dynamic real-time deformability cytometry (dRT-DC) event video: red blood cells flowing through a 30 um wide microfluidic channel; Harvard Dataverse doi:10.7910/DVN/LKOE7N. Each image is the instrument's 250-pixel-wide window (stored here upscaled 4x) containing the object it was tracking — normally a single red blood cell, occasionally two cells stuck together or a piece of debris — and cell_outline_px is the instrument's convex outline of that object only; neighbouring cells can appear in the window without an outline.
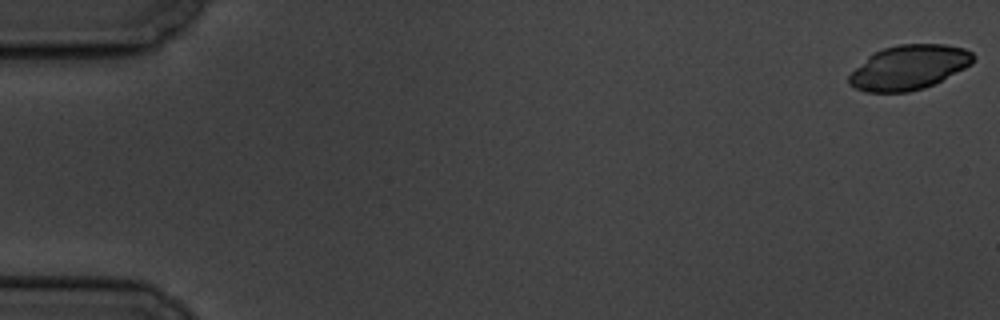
{"species": "common noctule bat (a hibernating species)", "species_latin": "Nyctalus noctula", "temperature_condition": "cold", "stored_images_in_passage": 5, "camera_frame_rate_fps": 3000, "um_per_image_px": 0.085, "animal": {"sex": "male", "body_mass_g": 19.5, "forearm_length_mm": 54.6}, "frame": {"image": 1, "passage_image": 1, "time_ms": 0.0, "image_size_px": [1000, 320], "cell_outline_px": [[976, 56], [972, 64], [924, 88], [908, 92], [864, 92], [848, 84], [848, 76], [868, 56], [884, 48], [900, 44], [944, 44], [964, 48], [972, 52]], "centroid_in_image_um": [77.26, 5.72], "position_along_channel_um": 7.7, "area_um2": 31.96}}